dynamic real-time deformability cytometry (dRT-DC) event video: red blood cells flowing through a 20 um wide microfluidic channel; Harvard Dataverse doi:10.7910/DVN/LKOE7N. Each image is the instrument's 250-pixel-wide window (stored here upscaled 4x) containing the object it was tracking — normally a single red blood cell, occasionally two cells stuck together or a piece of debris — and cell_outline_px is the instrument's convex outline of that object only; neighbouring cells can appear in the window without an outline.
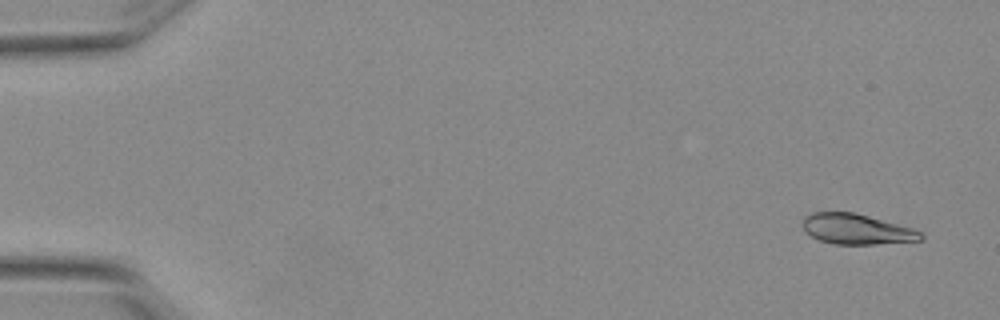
{"species": "Egyptian fruit bat (a non-hibernating species)", "species_latin": "Rousettus aegyptiacus", "temperature_condition": "warm", "stored_images_in_passage": 5, "camera_frame_rate_fps": 3000, "um_per_image_px": 0.085, "animal": {"sex": "female"}, "frame": {"image": 1, "passage_image": 1, "time_ms": 0.0, "image_size_px": [1000, 320], "cell_outline_px": [[924, 240], [876, 244], [836, 244], [820, 240], [804, 232], [800, 224], [804, 216], [812, 212], [852, 212], [868, 216], [912, 228], [920, 232], [924, 236]], "centroid_in_image_um": [72.76, 19.47], "position_along_channel_um": 12.2, "area_um2": 20.92}}
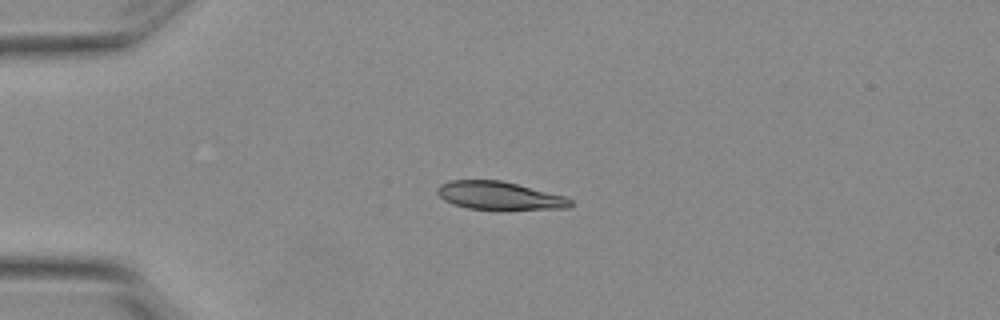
{"frame": {"image": 2, "passage_image": 4, "time_ms": 1.0, "image_size_px": [1000, 320], "cell_outline_px": [[572, 204], [568, 208], [500, 212], [468, 208], [452, 204], [444, 200], [436, 192], [436, 188], [440, 184], [452, 180], [500, 180], [564, 196], [572, 200]], "centroid_in_image_um": [42.44, 16.68], "position_along_channel_um": 42.6, "area_um2": 22.54}}